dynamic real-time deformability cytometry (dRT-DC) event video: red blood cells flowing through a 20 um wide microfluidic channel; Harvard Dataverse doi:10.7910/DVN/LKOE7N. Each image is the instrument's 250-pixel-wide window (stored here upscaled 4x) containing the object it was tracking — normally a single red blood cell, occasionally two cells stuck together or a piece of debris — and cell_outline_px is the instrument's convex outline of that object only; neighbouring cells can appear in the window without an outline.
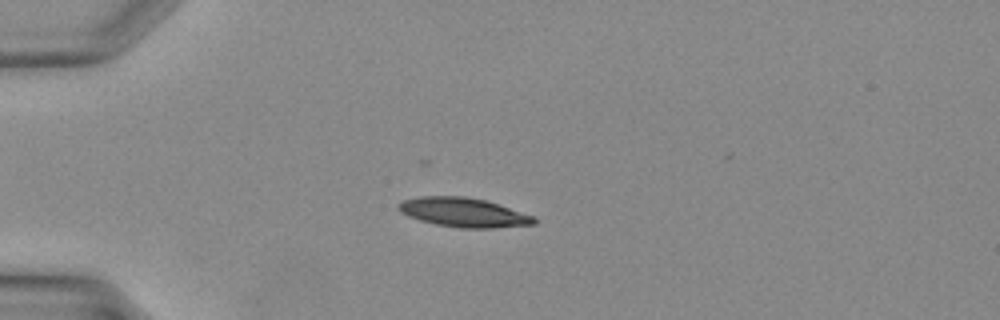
{"species": "Egyptian fruit bat (a non-hibernating species)", "species_latin": "Rousettus aegyptiacus", "temperature_condition": "warm", "stored_images_in_passage": 37, "camera_frame_rate_fps": 3000, "um_per_image_px": 0.085, "animal": {"sex": "female"}, "frame": {"image": 1, "passage_image": 11, "time_ms": 3.333, "image_size_px": [1000, 320], "cell_outline_px": [[536, 224], [492, 228], [460, 228], [436, 224], [420, 220], [408, 216], [400, 212], [396, 208], [404, 200], [420, 196], [464, 196], [484, 200], [536, 216]], "centroid_in_image_um": [39.41, 18.06], "position_along_channel_um": 45.6, "area_um2": 23.0}}
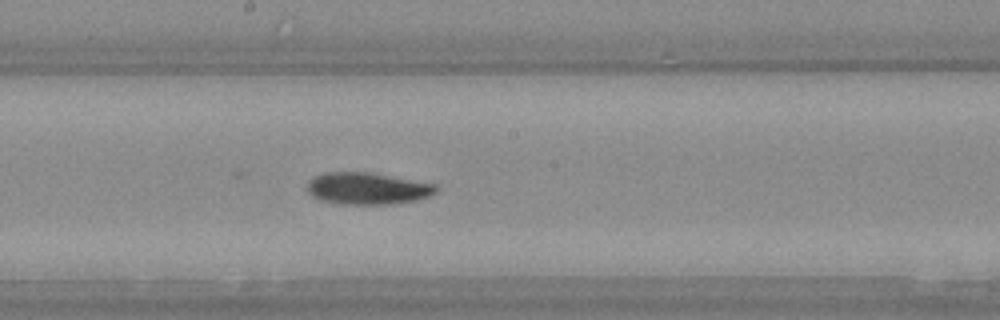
{"frame": {"image": 2, "passage_image": 22, "time_ms": 7.0, "image_size_px": [1000, 320], "cell_outline_px": [[436, 192], [428, 196], [416, 200], [392, 204], [344, 204], [324, 200], [312, 196], [308, 192], [308, 180], [324, 172], [368, 172], [436, 184]], "centroid_in_image_um": [31.22, 16.01], "position_along_channel_um": 217.0, "area_um2": 23.64}}
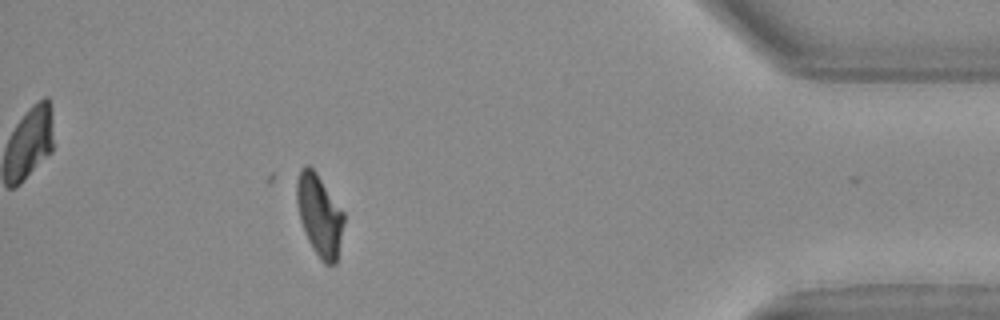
{"frame": {"image": 3, "passage_image": 35, "time_ms": 11.333, "image_size_px": [1000, 320], "cell_outline_px": [[344, 220], [336, 264], [324, 264], [320, 260], [312, 248], [308, 240], [300, 220], [296, 200], [296, 180], [300, 168], [304, 164], [308, 164], [316, 172], [344, 212]], "centroid_in_image_um": [27.13, 18.27], "position_along_channel_um": 408.1, "area_um2": 22.43}}